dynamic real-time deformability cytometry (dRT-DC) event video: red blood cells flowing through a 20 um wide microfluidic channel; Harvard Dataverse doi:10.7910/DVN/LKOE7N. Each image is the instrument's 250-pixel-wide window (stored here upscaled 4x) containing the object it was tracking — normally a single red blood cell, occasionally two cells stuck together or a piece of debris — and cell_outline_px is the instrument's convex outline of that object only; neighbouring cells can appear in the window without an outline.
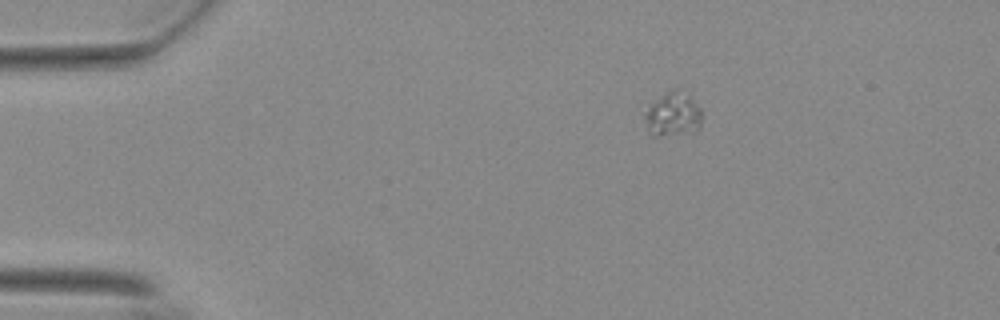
{"species": "Egyptian fruit bat (a non-hibernating species)", "species_latin": "Rousettus aegyptiacus", "temperature_condition": "warm", "stored_images_in_passage": 47, "camera_frame_rate_fps": 3000, "um_per_image_px": 0.085, "animal": {"sex": "female"}, "frame": {"image": 1, "passage_image": 1, "time_ms": 0.0, "image_size_px": [1000, 320], "cell_outline_px": [[700, 128], [696, 132], [660, 136], [652, 136], [648, 132], [644, 116], [644, 112], [664, 92], [676, 88], [688, 88], [700, 108]], "centroid_in_image_um": [57.24, 9.68], "position_along_channel_um": 27.8, "area_um2": 15.26}}
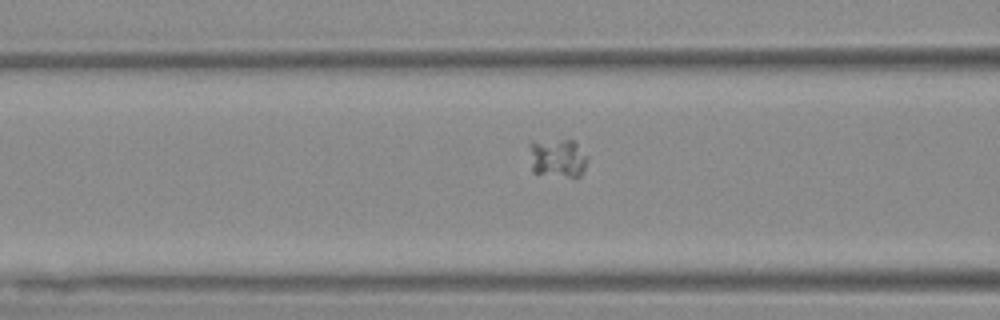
{"frame": {"image": 2, "passage_image": 14, "time_ms": 4.333, "image_size_px": [1000, 320], "cell_outline_px": [[588, 160], [580, 176], [568, 176], [532, 172], [528, 144], [532, 140], [572, 140], [576, 144]], "centroid_in_image_um": [47.32, 13.4], "position_along_channel_um": 119.3, "area_um2": 12.95}}
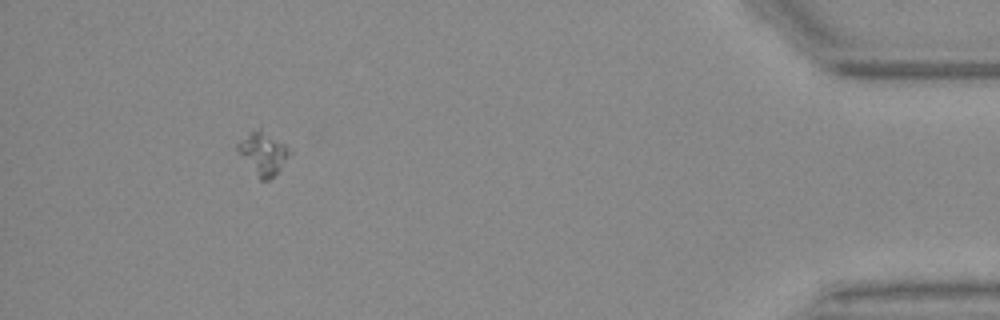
{"frame": {"image": 3, "passage_image": 43, "time_ms": 14.0, "image_size_px": [1000, 320], "cell_outline_px": [[292, 152], [276, 176], [268, 180], [260, 180], [236, 148], [236, 144], [240, 140], [260, 124], [284, 144]], "centroid_in_image_um": [22.39, 12.98], "position_along_channel_um": 412.8, "area_um2": 13.12}}